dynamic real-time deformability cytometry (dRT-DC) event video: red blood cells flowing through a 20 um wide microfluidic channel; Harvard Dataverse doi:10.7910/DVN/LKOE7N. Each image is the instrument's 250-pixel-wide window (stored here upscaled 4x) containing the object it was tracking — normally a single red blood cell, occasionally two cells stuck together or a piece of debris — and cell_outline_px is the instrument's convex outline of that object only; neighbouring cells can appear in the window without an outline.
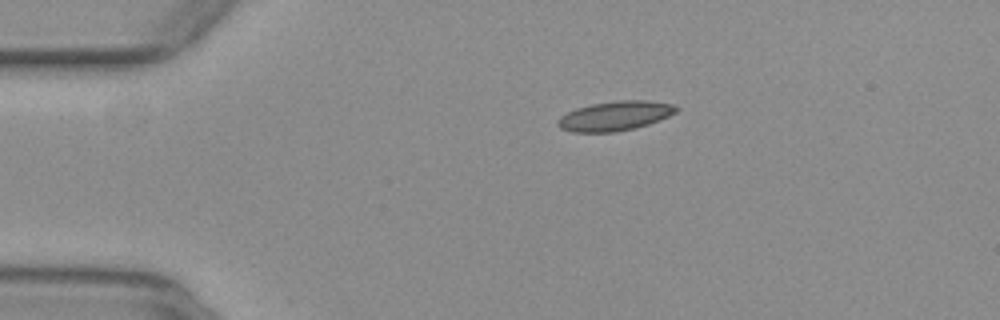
{"species": "common noctule bat (a hibernating species)", "species_latin": "Nyctalus noctula", "temperature_condition": "warm", "stored_images_in_passage": 43, "camera_frame_rate_fps": 3000, "um_per_image_px": 0.085, "animal": {"sex": "female", "body_mass_g": 29.2, "forearm_length_mm": 56.3}, "frame": {"image": 1, "passage_image": 1, "time_ms": 0.0, "image_size_px": [1000, 320], "cell_outline_px": [[680, 108], [676, 112], [668, 116], [648, 124], [616, 132], [572, 132], [560, 128], [556, 124], [556, 120], [560, 116], [576, 108], [592, 104], [616, 100], [644, 100], [672, 104]], "centroid_in_image_um": [52.24, 9.85], "position_along_channel_um": 32.8, "area_um2": 20.29}}
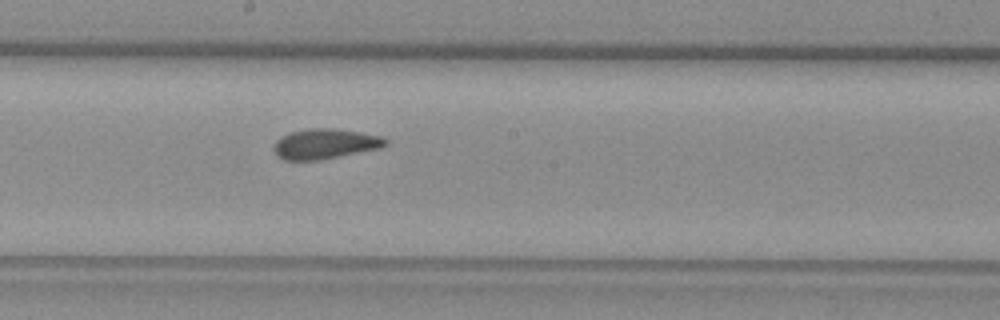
{"frame": {"image": 2, "passage_image": 19, "time_ms": 6.0, "image_size_px": [1000, 320], "cell_outline_px": [[388, 144], [380, 148], [320, 160], [284, 160], [276, 156], [272, 148], [276, 140], [280, 136], [288, 132], [308, 128], [332, 128], [360, 132], [384, 136], [388, 140]], "centroid_in_image_um": [27.6, 12.22], "position_along_channel_um": 220.6, "area_um2": 19.94}}
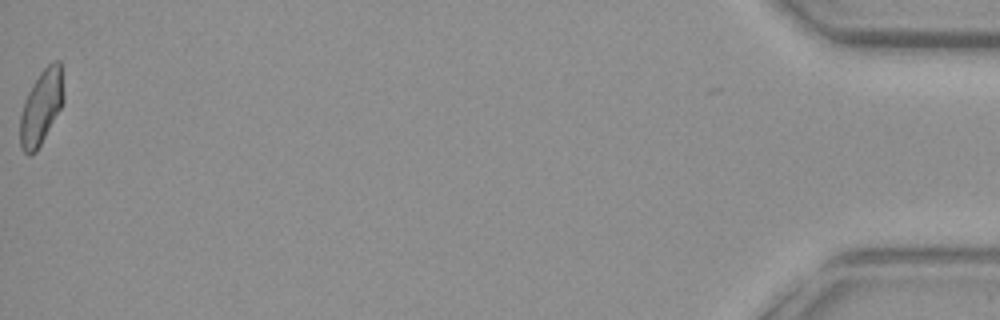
{"frame": {"image": 3, "passage_image": 43, "time_ms": 14.0, "image_size_px": [1000, 320], "cell_outline_px": [[64, 100], [60, 108], [36, 152], [28, 156], [20, 148], [20, 116], [24, 100], [32, 84], [40, 72], [52, 60], [60, 60], [64, 96]], "centroid_in_image_um": [3.49, 9.09], "position_along_channel_um": 431.7, "area_um2": 18.84}, "authors_computed_cell_mechanics": {"area_um2": 19.4786, "velocity_mm_per_s": 3.9495, "shape_relaxation_time_tau1_ms": null, "shape_relaxation_time_tau2_ms": 1.2692, "deformation_change_tau1": null, "deformation_change_tau2": 0.0754}}